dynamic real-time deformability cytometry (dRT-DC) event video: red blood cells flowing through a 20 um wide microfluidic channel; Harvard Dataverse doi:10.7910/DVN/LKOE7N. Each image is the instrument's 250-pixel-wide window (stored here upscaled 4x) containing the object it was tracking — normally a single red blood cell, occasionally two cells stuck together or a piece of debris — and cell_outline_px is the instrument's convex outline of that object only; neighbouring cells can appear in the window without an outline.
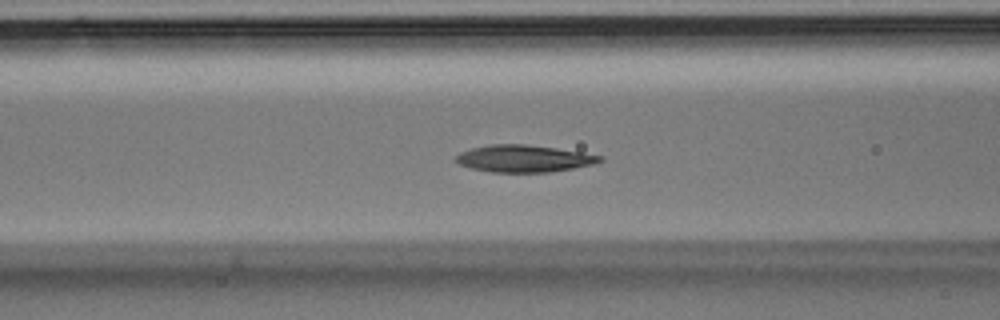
{"species": "Egyptian fruit bat (a non-hibernating species)", "species_latin": "Rousettus aegyptiacus", "temperature_condition": "room temperature", "stored_images_in_passage": 44, "camera_frame_rate_fps": 3000, "um_per_image_px": 0.085, "animal": {"sex": "male"}, "frame": {"image": 1, "passage_image": 15, "time_ms": 4.667, "image_size_px": [1000, 320], "cell_outline_px": [[604, 160], [592, 164], [572, 168], [548, 172], [492, 172], [472, 168], [460, 164], [452, 160], [460, 152], [472, 148], [492, 144], [524, 144], [556, 148], [604, 156]], "centroid_in_image_um": [44.51, 13.47], "position_along_channel_um": 122.1, "area_um2": 22.54}}
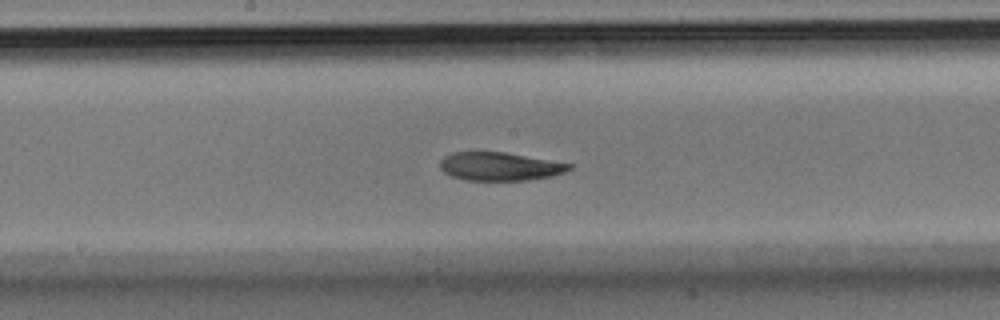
{"frame": {"image": 2, "passage_image": 21, "time_ms": 6.667, "image_size_px": [1000, 320], "cell_outline_px": [[572, 168], [564, 172], [552, 176], [528, 180], [464, 180], [452, 176], [444, 172], [440, 168], [440, 160], [444, 156], [452, 152], [504, 152], [572, 164]], "centroid_in_image_um": [42.45, 14.15], "position_along_channel_um": 205.7, "area_um2": 21.21}}
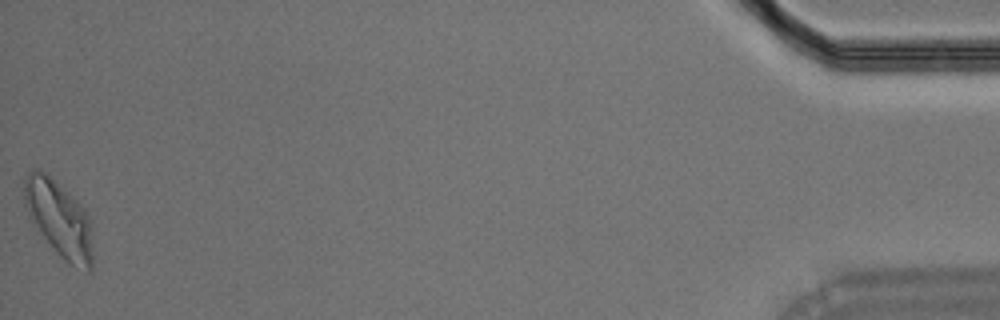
{"frame": {"image": 3, "passage_image": 44, "time_ms": 14.333, "image_size_px": [1000, 320], "cell_outline_px": [[92, 268], [88, 272], [68, 264], [60, 256], [28, 216], [24, 204], [24, 176], [32, 168], [40, 168], [68, 192], [84, 208], [92, 224]], "centroid_in_image_um": [5.03, 18.59], "position_along_channel_um": 430.2, "area_um2": 30.52}}